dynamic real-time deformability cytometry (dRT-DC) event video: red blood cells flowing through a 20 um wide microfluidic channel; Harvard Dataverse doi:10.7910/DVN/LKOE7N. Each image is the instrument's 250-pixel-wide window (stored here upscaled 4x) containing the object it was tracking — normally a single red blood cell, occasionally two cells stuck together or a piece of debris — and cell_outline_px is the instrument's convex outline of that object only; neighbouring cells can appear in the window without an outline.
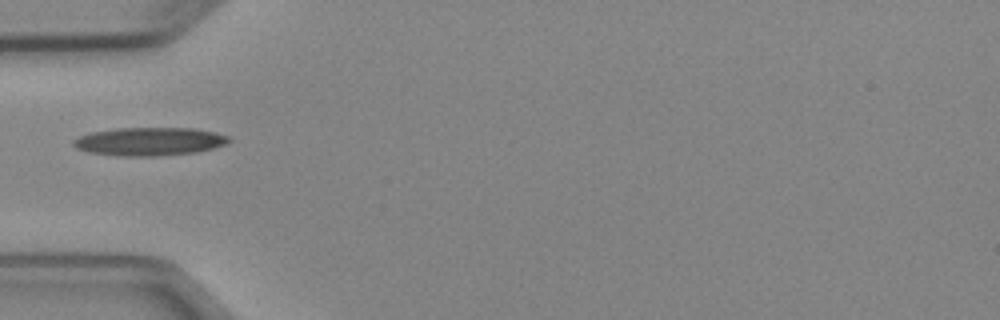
{"species": "Egyptian fruit bat (a non-hibernating species)", "species_latin": "Rousettus aegyptiacus", "temperature_condition": "cold", "stored_images_in_passage": 5, "camera_frame_rate_fps": 3000, "um_per_image_px": 0.085, "animal": {"sex": "female"}, "frame": {"image": 1, "passage_image": 4, "time_ms": 4.333, "image_size_px": [1000, 320], "cell_outline_px": [[232, 140], [224, 144], [212, 148], [196, 152], [156, 156], [116, 156], [88, 152], [76, 148], [72, 144], [72, 140], [80, 136], [92, 132], [120, 128], [192, 128], [212, 132], [228, 136]], "centroid_in_image_um": [12.66, 12.03], "position_along_channel_um": 72.3, "area_um2": 25.43}}
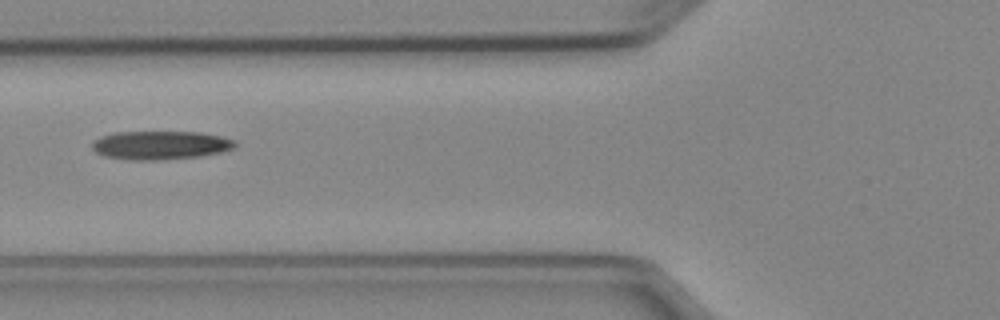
{"frame": {"image": 2, "passage_image": 5, "time_ms": 5.333, "image_size_px": [1000, 320], "cell_outline_px": [[236, 148], [220, 152], [200, 156], [156, 160], [128, 160], [104, 156], [96, 152], [92, 148], [92, 144], [100, 136], [116, 132], [200, 132], [220, 136], [236, 140]], "centroid_in_image_um": [13.65, 12.34], "position_along_channel_um": 112.2, "area_um2": 23.81}}